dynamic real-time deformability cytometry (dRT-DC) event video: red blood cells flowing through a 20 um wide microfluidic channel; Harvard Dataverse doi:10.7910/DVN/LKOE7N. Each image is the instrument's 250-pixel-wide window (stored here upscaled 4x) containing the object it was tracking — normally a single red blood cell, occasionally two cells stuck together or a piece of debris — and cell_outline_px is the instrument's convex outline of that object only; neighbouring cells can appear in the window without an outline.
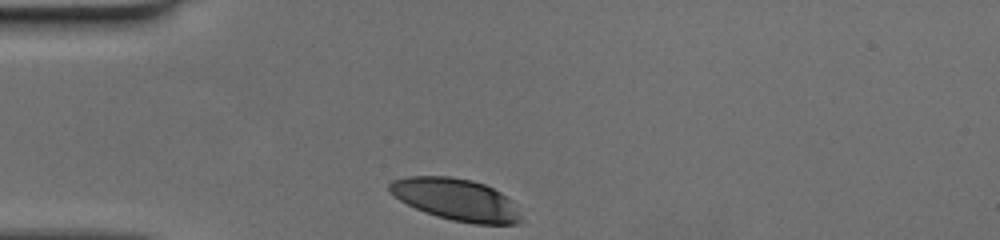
{"species": "human", "species_latin": "Homo sapiens", "temperature_condition": "cold", "stored_images_in_passage": 28, "camera_frame_rate_fps": 3000, "um_per_image_px": 0.085, "donor": {"sex": "female"}, "frame": {"image": 1, "passage_image": 1, "time_ms": 0.0, "image_size_px": [1000, 240], "cell_outline_px": [[524, 224], [472, 224], [452, 220], [436, 216], [424, 212], [400, 200], [388, 192], [388, 184], [392, 180], [408, 176], [452, 176], [472, 180], [484, 184], [500, 192], [512, 200], [524, 220]], "centroid_in_image_um": [38.79, 16.97], "position_along_channel_um": 46.2, "area_um2": 32.48}}
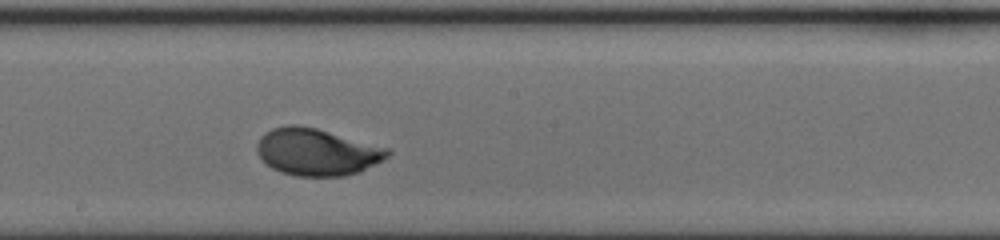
{"frame": {"image": 2, "passage_image": 16, "time_ms": 5.0, "image_size_px": [1000, 240], "cell_outline_px": [[392, 152], [384, 160], [360, 172], [344, 176], [296, 176], [280, 172], [264, 164], [256, 152], [256, 144], [260, 136], [272, 128], [292, 124], [296, 124], [316, 128], [388, 148]], "centroid_in_image_um": [26.9, 12.93], "position_along_channel_um": 221.3, "area_um2": 36.01}}
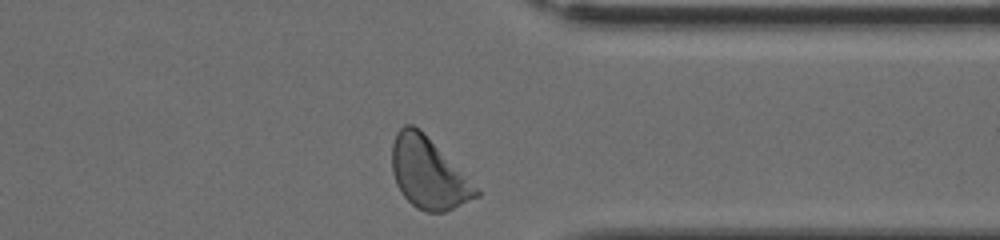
{"frame": {"image": 3, "passage_image": 28, "time_ms": 9.0, "image_size_px": [1000, 240], "cell_outline_px": [[480, 196], [444, 212], [424, 212], [416, 208], [400, 192], [396, 184], [392, 172], [392, 144], [396, 132], [404, 124], [412, 124], [420, 128], [480, 192]], "centroid_in_image_um": [36.36, 14.72], "position_along_channel_um": 375.0, "area_um2": 34.33}}